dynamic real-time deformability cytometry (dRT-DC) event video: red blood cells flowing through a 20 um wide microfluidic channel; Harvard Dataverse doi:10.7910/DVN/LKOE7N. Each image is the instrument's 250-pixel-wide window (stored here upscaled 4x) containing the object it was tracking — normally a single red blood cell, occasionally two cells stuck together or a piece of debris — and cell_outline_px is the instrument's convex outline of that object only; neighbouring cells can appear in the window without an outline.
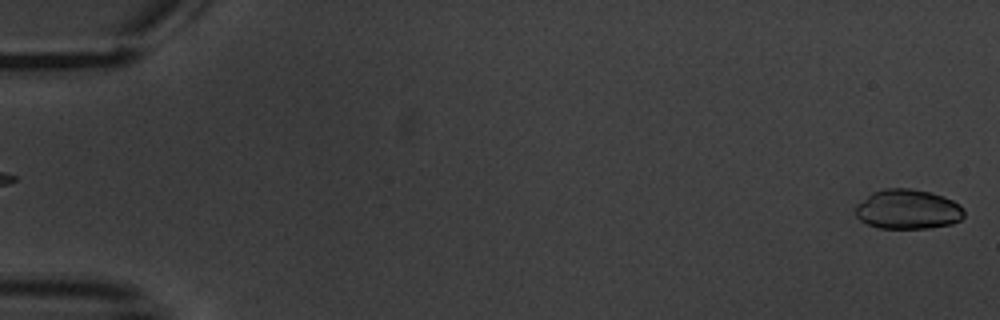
{"species": "common noctule bat (a hibernating species)", "species_latin": "Nyctalus noctula", "temperature_condition": "warm", "stored_images_in_passage": 5, "segment_of_instrument_passage": [2, 2], "camera_frame_rate_fps": 3000, "um_per_image_px": 0.085, "animal": {"sex": "male", "body_mass_g": 20.1, "forearm_length_mm": 53.5}, "frame": {"image": 1, "passage_image": 5, "time_ms": 4.667, "image_size_px": [1000, 320], "cell_outline_px": [[964, 216], [960, 220], [952, 224], [928, 228], [880, 228], [868, 224], [860, 220], [856, 216], [856, 204], [872, 192], [884, 188], [912, 188], [944, 196], [960, 204], [964, 208]], "centroid_in_image_um": [77.17, 17.78], "position_along_channel_um": 7.8, "area_um2": 25.26}}